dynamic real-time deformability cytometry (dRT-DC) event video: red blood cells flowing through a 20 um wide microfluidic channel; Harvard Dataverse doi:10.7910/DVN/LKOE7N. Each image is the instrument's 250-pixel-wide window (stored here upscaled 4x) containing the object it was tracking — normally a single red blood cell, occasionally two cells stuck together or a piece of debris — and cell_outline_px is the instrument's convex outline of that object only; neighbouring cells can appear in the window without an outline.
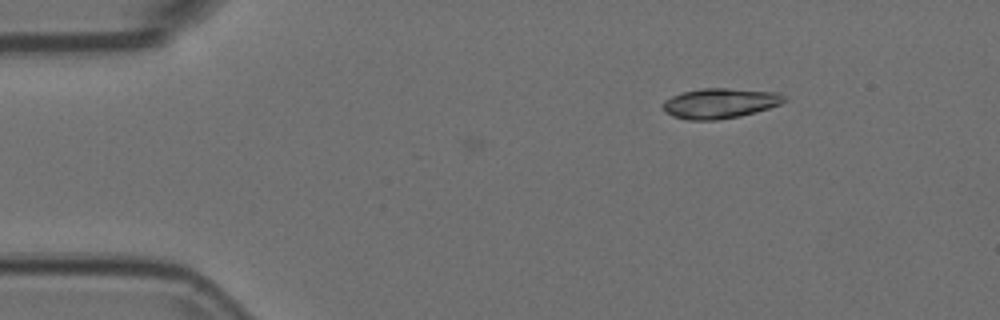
{"species": "Egyptian fruit bat (a non-hibernating species)", "species_latin": "Rousettus aegyptiacus", "temperature_condition": "room temperature", "stored_images_in_passage": 3, "camera_frame_rate_fps": 3000, "um_per_image_px": 0.085, "animal": {"sex": "female"}, "frame": {"image": 1, "passage_image": 3, "time_ms": 0.667, "image_size_px": [1000, 320], "cell_outline_px": [[788, 100], [780, 104], [756, 112], [740, 116], [716, 120], [688, 120], [672, 116], [664, 112], [660, 108], [660, 104], [664, 100], [672, 96], [684, 92], [700, 88], [728, 88], [780, 92]], "centroid_in_image_um": [61.16, 8.78], "position_along_channel_um": 23.8, "area_um2": 21.62}}